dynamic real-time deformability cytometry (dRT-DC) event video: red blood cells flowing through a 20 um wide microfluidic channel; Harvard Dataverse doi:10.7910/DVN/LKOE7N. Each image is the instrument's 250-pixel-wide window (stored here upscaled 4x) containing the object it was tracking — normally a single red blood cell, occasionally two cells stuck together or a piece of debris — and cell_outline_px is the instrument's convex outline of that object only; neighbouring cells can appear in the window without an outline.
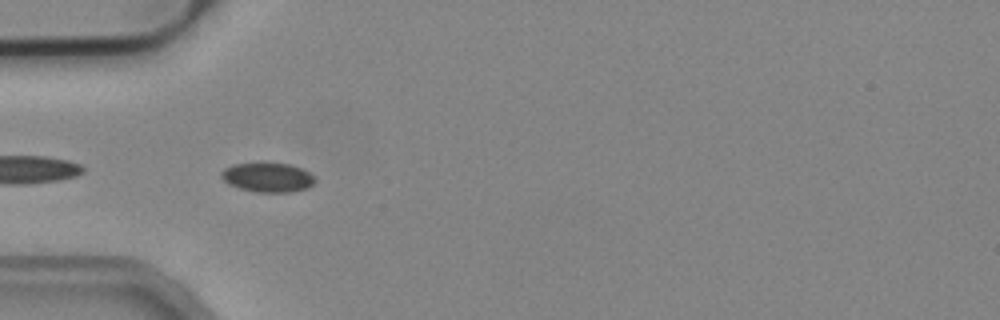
{"species": "common noctule bat (a hibernating species)", "species_latin": "Nyctalus noctula", "temperature_condition": "cold", "stored_images_in_passage": 9, "camera_frame_rate_fps": 3000, "um_per_image_px": 0.085, "animal": {"sex": "male", "body_mass_g": 19.2, "forearm_length_mm": 51.8}, "frame": {"image": 1, "passage_image": 2, "time_ms": 0.333, "image_size_px": [1000, 320], "cell_outline_px": [[316, 180], [308, 188], [288, 192], [256, 192], [240, 188], [228, 184], [220, 176], [220, 172], [224, 168], [232, 164], [288, 164], [300, 168], [308, 172]], "centroid_in_image_um": [22.72, 15.09], "position_along_channel_um": 62.3, "area_um2": 15.72}}